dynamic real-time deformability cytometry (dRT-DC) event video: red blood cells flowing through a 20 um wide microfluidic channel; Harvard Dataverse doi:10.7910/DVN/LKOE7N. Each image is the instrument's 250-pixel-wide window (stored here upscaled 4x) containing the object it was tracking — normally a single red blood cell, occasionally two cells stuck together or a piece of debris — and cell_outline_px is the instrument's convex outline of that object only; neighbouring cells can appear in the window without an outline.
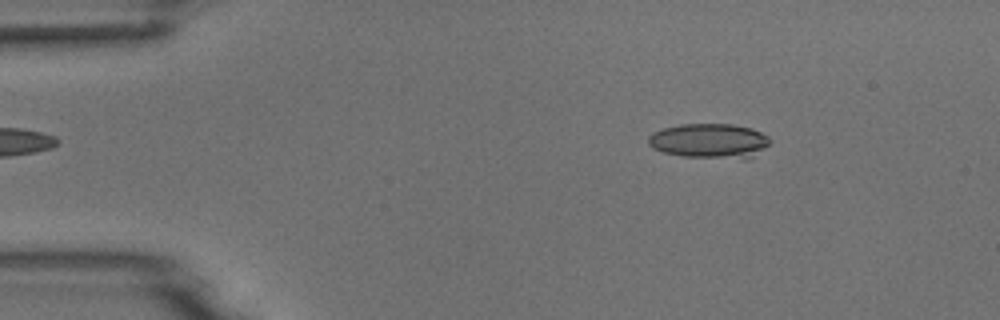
{"species": "common noctule bat (a hibernating species)", "species_latin": "Nyctalus noctula", "temperature_condition": "room temperature", "stored_images_in_passage": 4, "camera_frame_rate_fps": 3000, "um_per_image_px": 0.085, "animal": {"sex": "male", "body_mass_g": 18.8}, "frame": {"image": 1, "passage_image": 1, "time_ms": 0.0, "image_size_px": [1000, 320], "cell_outline_px": [[772, 140], [764, 148], [752, 156], [744, 160], [684, 156], [664, 152], [652, 148], [648, 144], [648, 136], [652, 132], [664, 128], [680, 124], [732, 124], [752, 128], [768, 136]], "centroid_in_image_um": [60.3, 11.98], "position_along_channel_um": 24.7, "area_um2": 24.85}}